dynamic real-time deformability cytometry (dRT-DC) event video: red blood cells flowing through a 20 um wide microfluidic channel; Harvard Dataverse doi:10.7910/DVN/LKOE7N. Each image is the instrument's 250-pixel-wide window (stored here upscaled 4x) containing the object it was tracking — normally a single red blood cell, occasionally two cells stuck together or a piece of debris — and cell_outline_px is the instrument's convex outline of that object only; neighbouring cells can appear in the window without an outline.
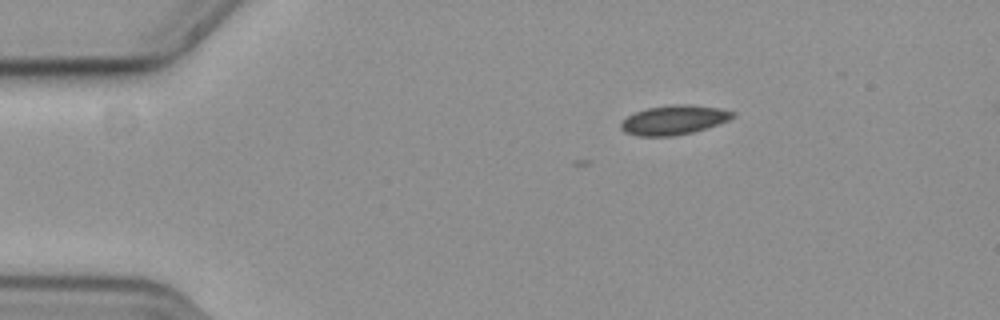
{"species": "common noctule bat (a hibernating species)", "species_latin": "Nyctalus noctula", "temperature_condition": "cold", "stored_images_in_passage": 3, "camera_frame_rate_fps": 3000, "um_per_image_px": 0.085, "animal": {"sex": "female", "body_mass_g": 19.3, "forearm_length_mm": 54.1}, "frame": {"image": 1, "passage_image": 1, "time_ms": 0.0, "image_size_px": [1000, 320], "cell_outline_px": [[736, 116], [728, 120], [692, 132], [672, 136], [636, 136], [624, 132], [620, 128], [620, 124], [628, 116], [636, 112], [648, 108], [672, 104], [688, 104], [720, 108], [736, 112]], "centroid_in_image_um": [57.28, 10.19], "position_along_channel_um": 27.7, "area_um2": 19.02}}